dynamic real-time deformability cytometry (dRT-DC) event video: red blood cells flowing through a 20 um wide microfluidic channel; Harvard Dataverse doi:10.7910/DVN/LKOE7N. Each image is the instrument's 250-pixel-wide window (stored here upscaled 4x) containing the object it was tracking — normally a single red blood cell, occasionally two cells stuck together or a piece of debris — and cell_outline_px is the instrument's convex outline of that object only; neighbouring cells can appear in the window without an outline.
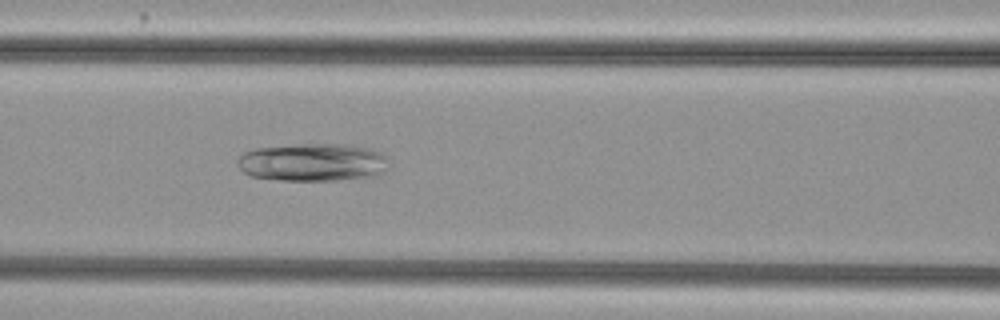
{"species": "common noctule bat (a hibernating species)", "species_latin": "Nyctalus noctula", "temperature_condition": "cold", "stored_images_in_passage": 39, "camera_frame_rate_fps": 3000, "um_per_image_px": 0.085, "animal": {"sex": "female", "body_mass_g": 29.2, "forearm_length_mm": 56.3}, "frame": {"image": 1, "passage_image": 9, "time_ms": 2.667, "image_size_px": [1000, 320], "cell_outline_px": [[388, 168], [380, 176], [336, 180], [280, 180], [252, 176], [244, 172], [236, 164], [236, 160], [244, 152], [256, 148], [300, 144], [348, 144], [368, 148], [380, 152], [384, 156]], "centroid_in_image_um": [26.59, 13.8], "position_along_channel_um": 140.0, "area_um2": 33.52}}
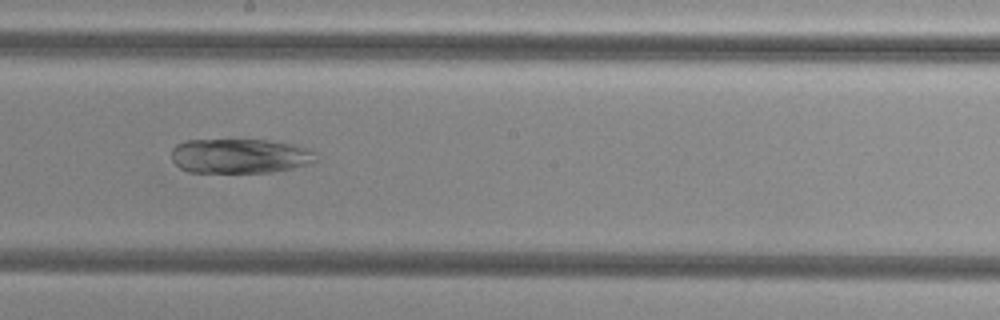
{"frame": {"image": 2, "passage_image": 16, "time_ms": 5.0, "image_size_px": [1000, 320], "cell_outline_px": [[316, 160], [312, 164], [272, 172], [188, 172], [180, 168], [172, 160], [172, 148], [176, 144], [184, 140], [268, 140], [308, 148], [312, 152]], "centroid_in_image_um": [20.35, 13.26], "position_along_channel_um": 227.9, "area_um2": 29.07}}
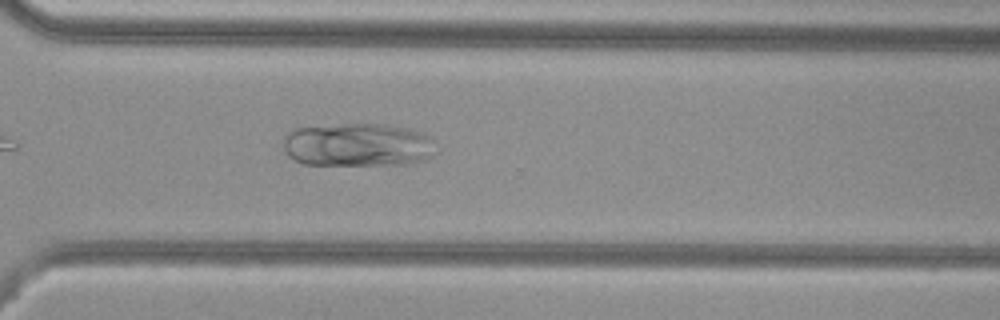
{"frame": {"image": 3, "passage_image": 25, "time_ms": 8.0, "image_size_px": [1000, 320], "cell_outline_px": [[432, 156], [424, 160], [404, 164], [304, 164], [288, 156], [276, 144], [288, 132], [296, 128], [344, 124], [384, 124], [412, 128], [424, 132], [432, 136]], "centroid_in_image_um": [30.34, 12.29], "position_along_channel_um": 340.3, "area_um2": 39.02}}